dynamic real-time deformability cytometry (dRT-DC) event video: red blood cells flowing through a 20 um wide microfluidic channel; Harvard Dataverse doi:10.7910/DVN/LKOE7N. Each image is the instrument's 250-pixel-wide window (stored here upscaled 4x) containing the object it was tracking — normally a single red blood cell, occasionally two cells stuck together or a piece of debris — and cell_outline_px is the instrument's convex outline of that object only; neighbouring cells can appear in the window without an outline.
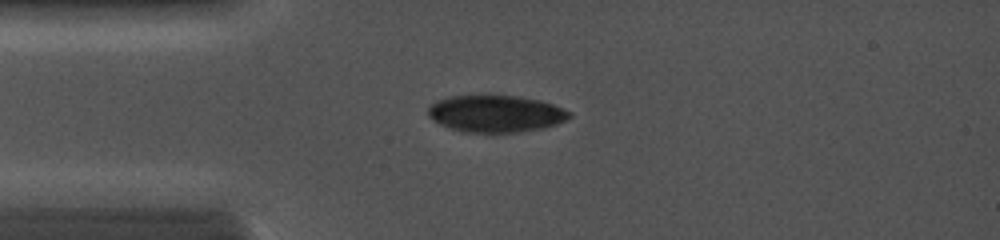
{"species": "common noctule bat (a hibernating species)", "species_latin": "Nyctalus noctula", "temperature_condition": "cold", "stored_images_in_passage": 2, "camera_frame_rate_fps": 5000, "um_per_image_px": 0.085, "animal": {"sex": "female", "body_mass_g": 19.0, "forearm_length_mm": 56.7}, "frame": {"image": 1, "passage_image": 2, "time_ms": 1.2, "image_size_px": [1000, 240], "cell_outline_px": [[572, 116], [556, 124], [544, 128], [492, 136], [464, 132], [440, 124], [432, 120], [428, 116], [428, 108], [436, 100], [448, 96], [516, 96], [540, 100], [552, 104], [572, 112]], "centroid_in_image_um": [42.12, 9.7], "position_along_channel_um": 42.9, "area_um2": 31.04}}